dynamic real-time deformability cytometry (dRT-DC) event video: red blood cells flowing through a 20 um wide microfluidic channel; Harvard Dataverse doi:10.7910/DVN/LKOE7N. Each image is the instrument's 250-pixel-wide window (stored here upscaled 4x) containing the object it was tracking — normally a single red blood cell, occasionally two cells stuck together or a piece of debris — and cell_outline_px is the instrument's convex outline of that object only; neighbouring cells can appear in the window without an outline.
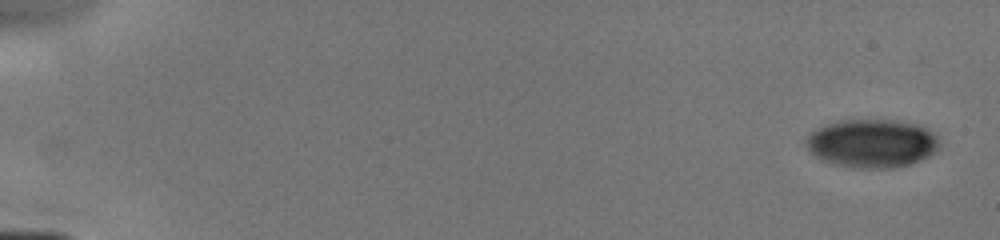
{"species": "human", "species_latin": "Homo sapiens", "temperature_condition": "cold", "stored_images_in_passage": 9, "camera_frame_rate_fps": 3000, "um_per_image_px": 0.085, "donor": {"sex": "male"}, "frame": {"image": 1, "passage_image": 1, "time_ms": 0.0, "image_size_px": [1000, 240], "cell_outline_px": [[940, 144], [936, 152], [920, 160], [908, 164], [892, 168], [860, 168], [836, 164], [824, 160], [816, 156], [808, 148], [808, 136], [816, 128], [824, 124], [836, 120], [896, 120], [920, 124], [936, 132], [940, 140]], "centroid_in_image_um": [74.19, 12.16], "position_along_channel_um": 10.8, "area_um2": 37.74}}
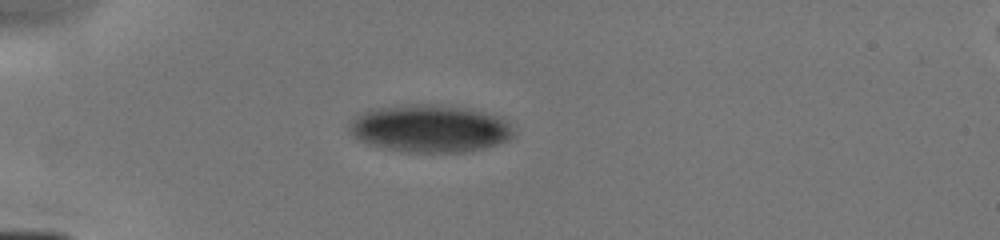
{"frame": {"image": 2, "passage_image": 6, "time_ms": 4.333, "image_size_px": [1000, 240], "cell_outline_px": [[512, 136], [508, 140], [484, 148], [464, 152], [408, 152], [384, 148], [368, 144], [360, 140], [348, 128], [348, 124], [360, 112], [372, 108], [408, 104], [432, 104], [464, 108], [500, 116], [508, 120], [512, 132]], "centroid_in_image_um": [36.52, 10.92], "position_along_channel_um": 48.5, "area_um2": 45.37}}
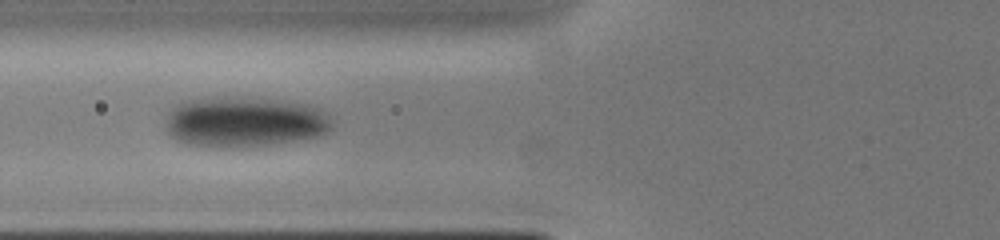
{"frame": {"image": 3, "passage_image": 8, "time_ms": 6.333, "image_size_px": [1000, 240], "cell_outline_px": [[332, 128], [328, 132], [320, 136], [268, 144], [224, 148], [212, 148], [188, 144], [172, 136], [168, 132], [168, 112], [180, 100], [212, 96], [252, 96], [308, 104], [320, 108], [328, 116], [332, 124]], "centroid_in_image_um": [20.77, 10.32], "position_along_channel_um": 105.0, "area_um2": 49.53}}